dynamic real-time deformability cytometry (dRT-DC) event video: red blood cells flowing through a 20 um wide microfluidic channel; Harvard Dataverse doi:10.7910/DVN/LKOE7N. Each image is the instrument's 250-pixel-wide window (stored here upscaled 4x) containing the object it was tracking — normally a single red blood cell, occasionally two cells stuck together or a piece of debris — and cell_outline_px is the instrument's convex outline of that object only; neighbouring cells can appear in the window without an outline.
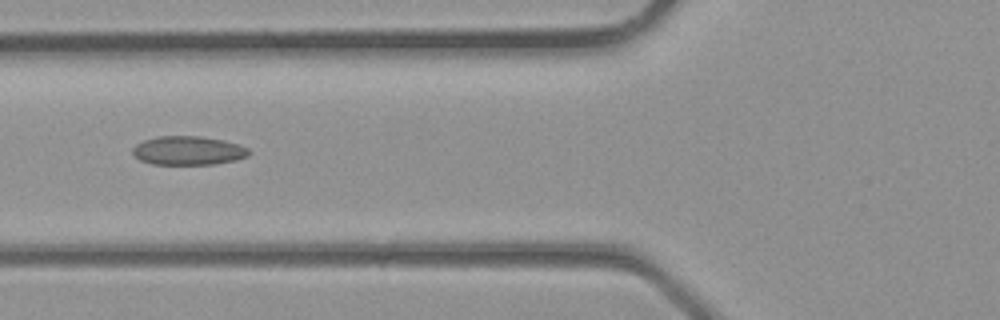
{"species": "common noctule bat (a hibernating species)", "species_latin": "Nyctalus noctula", "temperature_condition": "room temperature", "stored_images_in_passage": 3, "camera_frame_rate_fps": 3000, "um_per_image_px": 0.085, "animal": {"sex": "male", "body_mass_g": 23.1, "forearm_length_mm": 52.7}, "frame": {"image": 1, "passage_image": 3, "time_ms": 0.667, "image_size_px": [1000, 320], "cell_outline_px": [[252, 152], [248, 156], [236, 160], [212, 164], [152, 164], [140, 160], [132, 152], [132, 148], [136, 144], [144, 140], [156, 136], [200, 136], [224, 140], [240, 144], [248, 148]], "centroid_in_image_um": [16.02, 12.79], "position_along_channel_um": 109.8, "area_um2": 19.65}}